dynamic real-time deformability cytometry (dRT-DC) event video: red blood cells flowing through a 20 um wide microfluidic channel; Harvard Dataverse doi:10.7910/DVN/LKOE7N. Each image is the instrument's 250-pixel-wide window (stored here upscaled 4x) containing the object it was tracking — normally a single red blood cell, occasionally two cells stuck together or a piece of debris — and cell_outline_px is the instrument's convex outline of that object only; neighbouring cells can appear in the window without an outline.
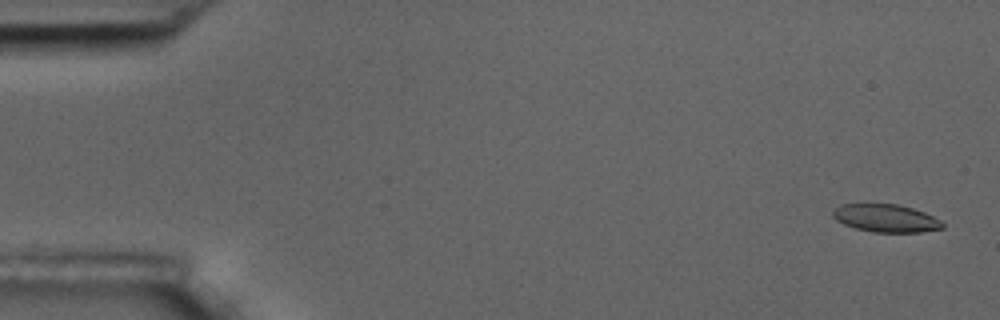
{"species": "common noctule bat (a hibernating species)", "species_latin": "Nyctalus noctula", "temperature_condition": "room temperature", "stored_images_in_passage": 56, "camera_frame_rate_fps": 3000, "um_per_image_px": 0.085, "animal": {"sex": "male", "body_mass_g": 17.5, "forearm_length_mm": 52.3}, "frame": {"image": 1, "passage_image": 2, "time_ms": 0.333, "image_size_px": [1000, 320], "cell_outline_px": [[944, 228], [920, 232], [872, 232], [856, 228], [844, 224], [836, 220], [832, 216], [832, 208], [840, 204], [896, 204], [912, 208], [924, 212], [940, 220], [944, 224]], "centroid_in_image_um": [75.26, 18.54], "position_along_channel_um": 9.7, "area_um2": 17.8}}
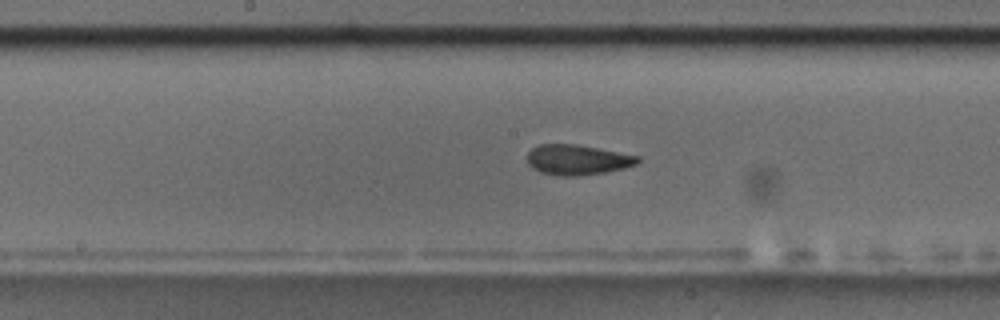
{"frame": {"image": 2, "passage_image": 29, "time_ms": 9.333, "image_size_px": [1000, 320], "cell_outline_px": [[640, 160], [636, 164], [624, 168], [604, 172], [576, 176], [556, 176], [540, 172], [532, 168], [528, 164], [528, 152], [532, 148], [540, 144], [576, 144], [640, 156]], "centroid_in_image_um": [49.06, 13.58], "position_along_channel_um": 199.1, "area_um2": 19.42}}
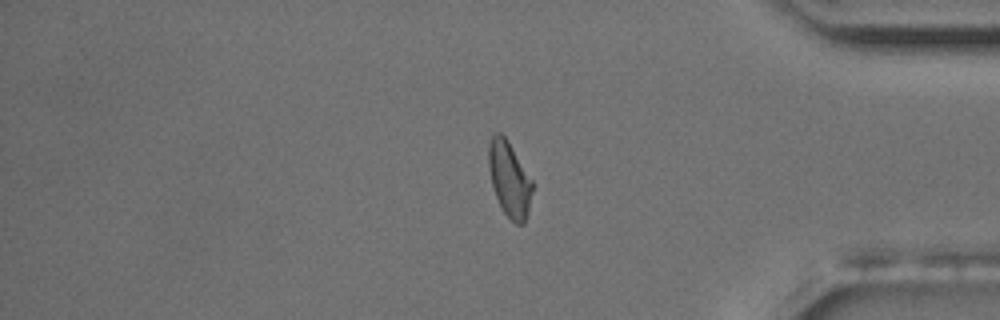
{"frame": {"image": 3, "passage_image": 47, "time_ms": 15.333, "image_size_px": [1000, 320], "cell_outline_px": [[532, 192], [528, 212], [524, 224], [516, 224], [504, 212], [496, 196], [492, 184], [488, 168], [488, 148], [492, 136], [496, 132], [500, 132], [508, 140], [532, 180]], "centroid_in_image_um": [43.29, 15.21], "position_along_channel_um": 391.9, "area_um2": 18.96}, "authors_computed_cell_mechanics": {"area_um2": 19.2185, "velocity_mm_per_s": 3.6003, "shape_relaxation_time_tau1_ms": 2.8113, "shape_relaxation_time_tau2_ms": 1.7552, "deformation_change_tau1": 0.1172, "deformation_change_tau2": 0.085}}